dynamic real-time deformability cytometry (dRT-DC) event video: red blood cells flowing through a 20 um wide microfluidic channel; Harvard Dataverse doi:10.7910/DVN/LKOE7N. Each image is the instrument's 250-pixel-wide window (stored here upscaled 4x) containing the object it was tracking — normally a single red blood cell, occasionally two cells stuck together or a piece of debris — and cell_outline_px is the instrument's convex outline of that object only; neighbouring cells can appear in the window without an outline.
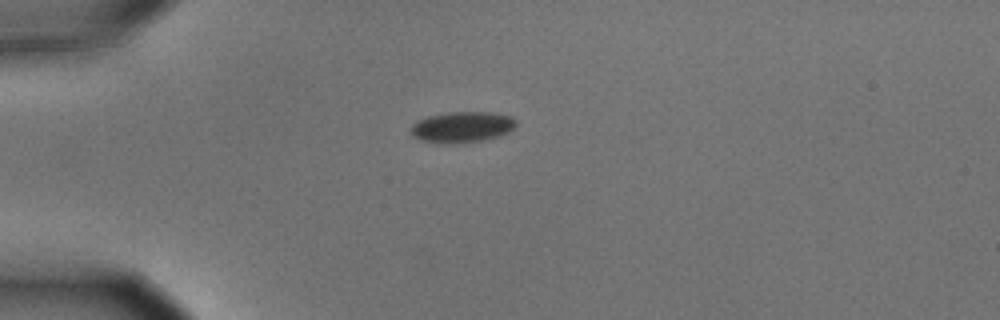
{"species": "common noctule bat (a hibernating species)", "species_latin": "Nyctalus noctula", "temperature_condition": "cold", "stored_images_in_passage": 5, "camera_frame_rate_fps": 3000, "um_per_image_px": 0.085, "animal": {"sex": "male", "body_mass_g": 15.6}, "frame": {"image": 1, "passage_image": 1, "time_ms": 0.0, "image_size_px": [1000, 320], "cell_outline_px": [[516, 124], [508, 132], [500, 136], [480, 140], [456, 144], [440, 144], [420, 140], [412, 136], [412, 124], [416, 120], [428, 116], [448, 112], [488, 112], [512, 116], [516, 120]], "centroid_in_image_um": [39.24, 10.8], "position_along_channel_um": 45.8, "area_um2": 19.07}}
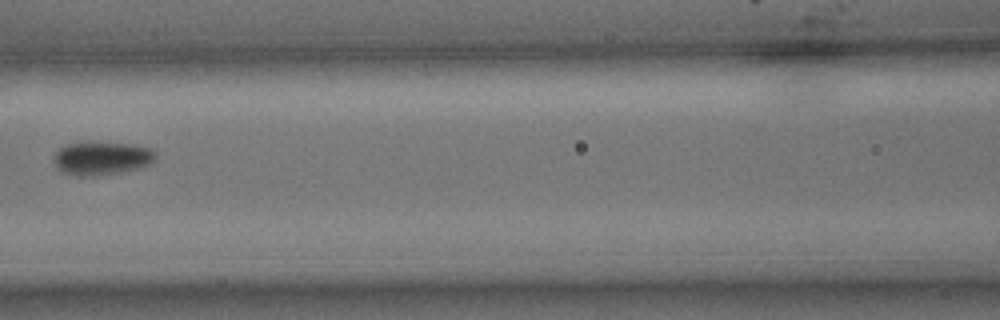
{"frame": {"image": 2, "passage_image": 4, "time_ms": 1.0, "image_size_px": [1000, 320], "cell_outline_px": [[156, 160], [148, 164], [136, 168], [120, 172], [96, 176], [76, 176], [60, 172], [56, 164], [56, 152], [60, 148], [68, 144], [128, 144], [152, 148], [156, 152]], "centroid_in_image_um": [8.68, 13.49], "position_along_channel_um": 157.9, "area_um2": 19.13}}
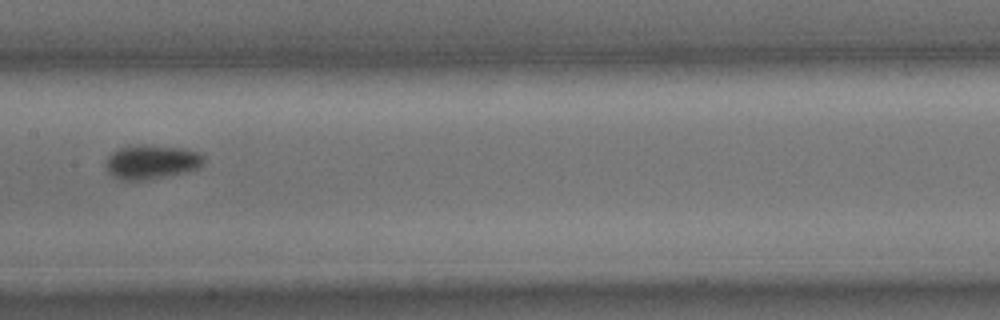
{"frame": {"image": 3, "passage_image": 5, "time_ms": 1.333, "image_size_px": [1000, 320], "cell_outline_px": [[204, 160], [196, 168], [184, 172], [144, 180], [120, 180], [112, 176], [108, 172], [104, 164], [108, 156], [112, 152], [120, 148], [136, 144], [144, 144], [184, 148], [200, 152], [204, 156]], "centroid_in_image_um": [12.83, 13.75], "position_along_channel_um": 194.6, "area_um2": 19.54}}